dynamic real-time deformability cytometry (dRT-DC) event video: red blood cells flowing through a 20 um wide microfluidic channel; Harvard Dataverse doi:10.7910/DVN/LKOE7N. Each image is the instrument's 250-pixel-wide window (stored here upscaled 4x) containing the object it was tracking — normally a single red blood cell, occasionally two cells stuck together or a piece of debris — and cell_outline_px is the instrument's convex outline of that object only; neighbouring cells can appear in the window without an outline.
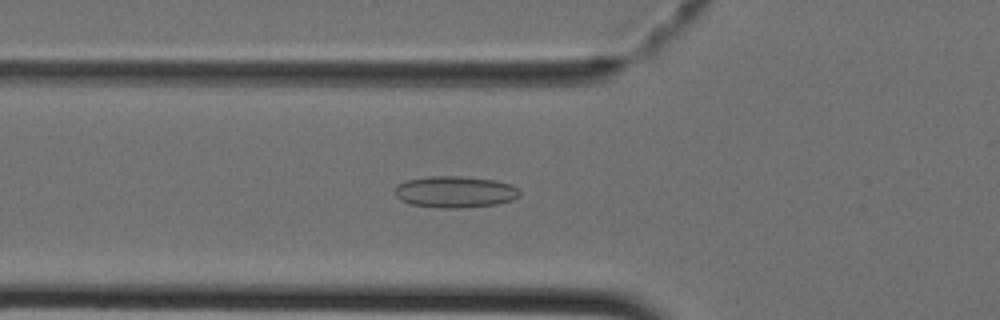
{"species": "Egyptian fruit bat (a non-hibernating species)", "species_latin": "Rousettus aegyptiacus", "temperature_condition": "cold", "stored_images_in_passage": 43, "segment_of_instrument_passage": [1, 2], "camera_frame_rate_fps": 3000, "um_per_image_px": 0.085, "animal": {"sex": "female"}, "frame": {"image": 1, "passage_image": 14, "time_ms": 4.333, "image_size_px": [1000, 320], "cell_outline_px": [[520, 196], [512, 200], [496, 204], [456, 208], [436, 208], [408, 204], [400, 200], [396, 196], [396, 188], [400, 184], [408, 180], [428, 176], [460, 176], [496, 180], [512, 184], [520, 192]], "centroid_in_image_um": [38.69, 16.31], "position_along_channel_um": 87.1, "area_um2": 22.95}}
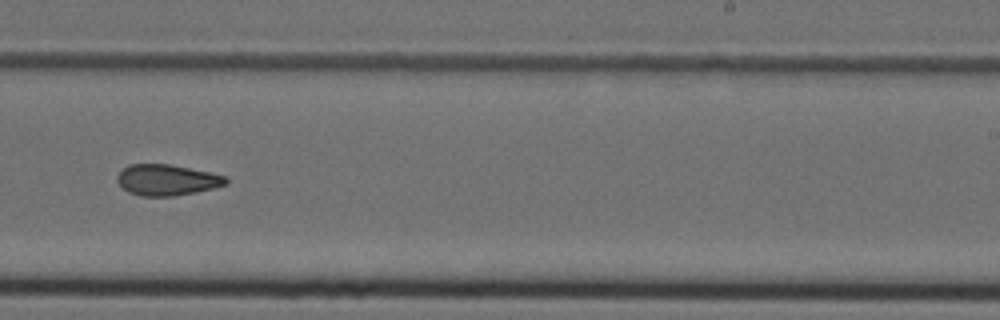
{"frame": {"image": 2, "passage_image": 26, "time_ms": 8.333, "image_size_px": [1000, 320], "cell_outline_px": [[228, 184], [196, 192], [176, 196], [140, 196], [128, 192], [116, 180], [116, 176], [128, 164], [168, 164], [228, 176]], "centroid_in_image_um": [14.19, 15.3], "position_along_channel_um": 274.8, "area_um2": 19.59}}
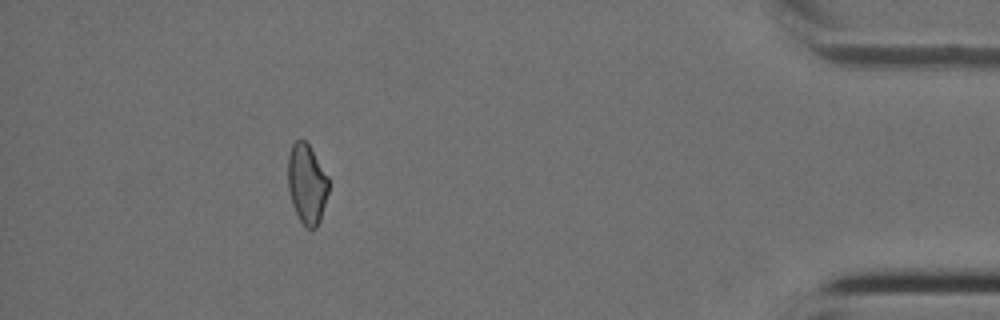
{"frame": {"image": 3, "passage_image": 38, "time_ms": 12.333, "image_size_px": [1000, 320], "cell_outline_px": [[328, 192], [320, 220], [316, 228], [308, 228], [300, 220], [292, 204], [288, 188], [288, 156], [292, 144], [300, 136], [308, 144], [328, 176]], "centroid_in_image_um": [26.07, 15.6], "position_along_channel_um": 409.1, "area_um2": 18.79}}